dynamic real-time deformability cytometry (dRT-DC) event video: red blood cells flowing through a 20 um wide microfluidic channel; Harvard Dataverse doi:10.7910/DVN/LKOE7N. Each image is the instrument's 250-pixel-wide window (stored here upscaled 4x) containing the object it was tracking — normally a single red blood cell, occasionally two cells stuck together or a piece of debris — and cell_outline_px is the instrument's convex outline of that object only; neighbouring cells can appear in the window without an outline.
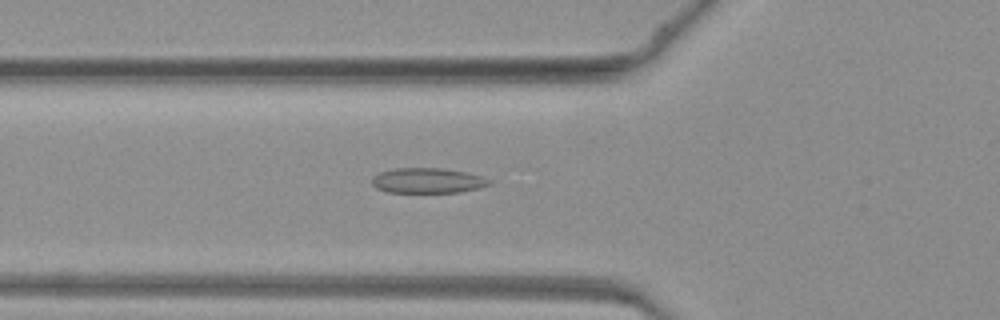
{"species": "common noctule bat (a hibernating species)", "species_latin": "Nyctalus noctula", "temperature_condition": "warm", "stored_images_in_passage": 46, "camera_frame_rate_fps": 3000, "um_per_image_px": 0.085, "animal": {"sex": "female", "body_mass_g": 19.3, "forearm_length_mm": 54.1}, "frame": {"image": 1, "passage_image": 17, "time_ms": 5.333, "image_size_px": [1000, 320], "cell_outline_px": [[492, 184], [480, 188], [460, 192], [388, 192], [376, 188], [372, 184], [372, 176], [380, 172], [396, 168], [440, 168], [464, 172], [480, 176], [492, 180]], "centroid_in_image_um": [36.35, 15.35], "position_along_channel_um": 89.5, "area_um2": 17.17}}
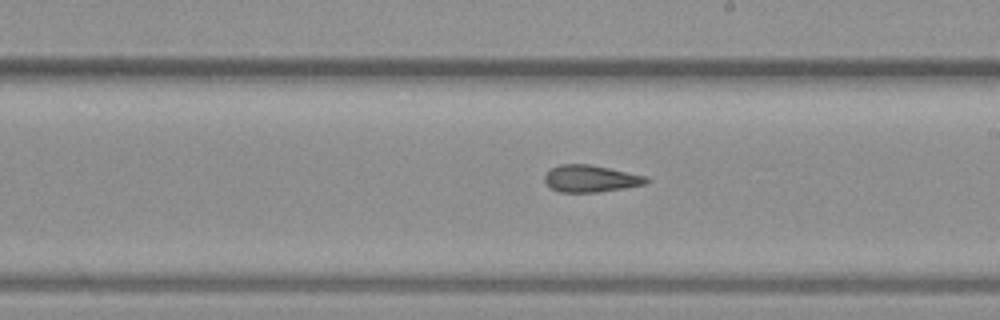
{"frame": {"image": 2, "passage_image": 27, "time_ms": 8.667, "image_size_px": [1000, 320], "cell_outline_px": [[652, 180], [644, 184], [624, 188], [600, 192], [560, 192], [552, 188], [544, 180], [544, 176], [552, 168], [560, 164], [592, 164], [648, 176]], "centroid_in_image_um": [50.26, 15.17], "position_along_channel_um": 238.7, "area_um2": 16.07}}
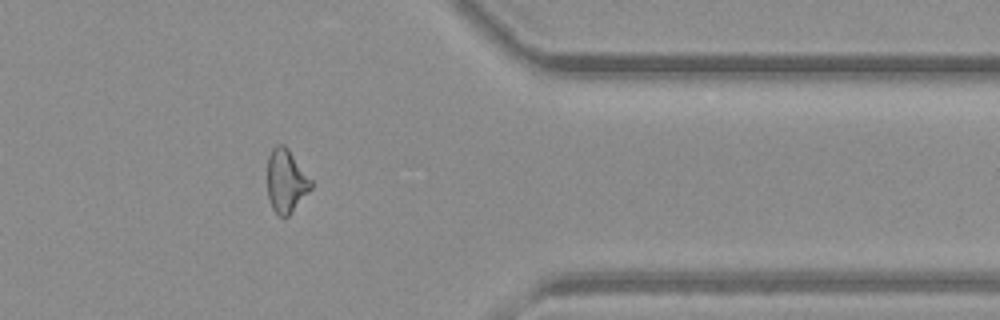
{"frame": {"image": 3, "passage_image": 38, "time_ms": 12.333, "image_size_px": [1000, 320], "cell_outline_px": [[312, 188], [288, 216], [276, 216], [272, 208], [268, 196], [268, 156], [272, 148], [276, 144], [284, 144], [288, 148], [312, 180]], "centroid_in_image_um": [24.31, 15.37], "position_along_channel_um": 387.1, "area_um2": 16.13}}